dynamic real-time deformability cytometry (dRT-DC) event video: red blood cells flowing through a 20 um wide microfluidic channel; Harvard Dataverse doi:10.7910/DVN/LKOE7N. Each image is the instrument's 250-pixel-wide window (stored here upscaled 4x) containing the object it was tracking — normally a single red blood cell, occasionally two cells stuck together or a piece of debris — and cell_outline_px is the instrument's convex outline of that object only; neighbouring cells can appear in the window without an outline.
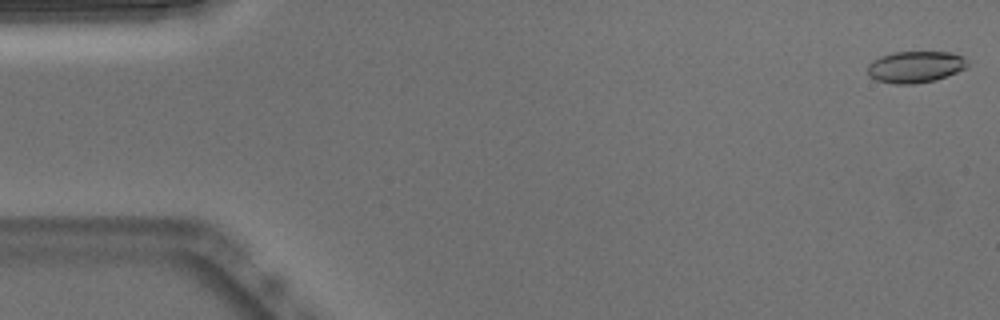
{"species": "Egyptian fruit bat (a non-hibernating species)", "species_latin": "Rousettus aegyptiacus", "temperature_condition": "warm", "stored_images_in_passage": 52, "camera_frame_rate_fps": 3000, "um_per_image_px": 0.085, "animal": {"sex": "male"}, "frame": {"image": 1, "passage_image": 1, "time_ms": 0.0, "image_size_px": [1000, 320], "cell_outline_px": [[968, 68], [936, 80], [912, 84], [892, 84], [876, 80], [868, 76], [868, 64], [872, 60], [880, 56], [892, 52], [952, 52], [964, 56], [968, 60]], "centroid_in_image_um": [77.82, 5.68], "position_along_channel_um": 7.2, "area_um2": 18.73}}
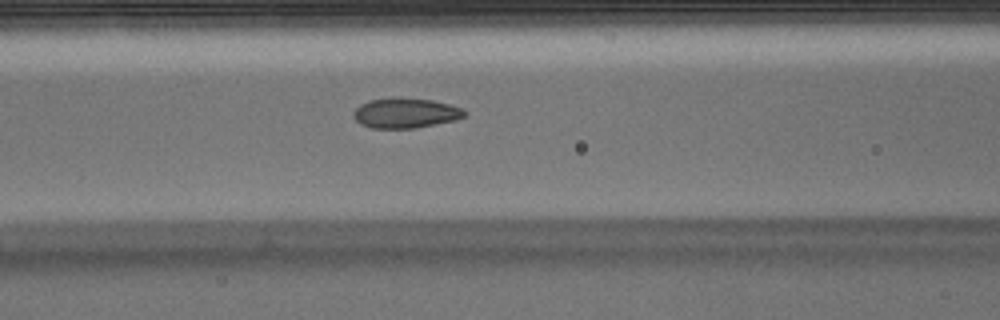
{"frame": {"image": 2, "passage_image": 21, "time_ms": 6.667, "image_size_px": [1000, 320], "cell_outline_px": [[468, 112], [464, 116], [456, 120], [416, 128], [372, 128], [360, 124], [352, 116], [352, 112], [360, 104], [368, 100], [396, 96], [400, 96], [432, 100], [464, 108]], "centroid_in_image_um": [34.46, 9.59], "position_along_channel_um": 132.1, "area_um2": 19.88}}
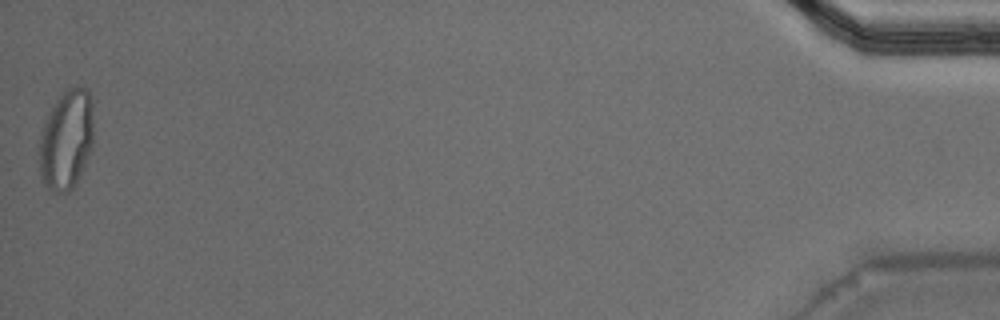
{"frame": {"image": 3, "passage_image": 52, "time_ms": 17.0, "image_size_px": [1000, 320], "cell_outline_px": [[92, 148], [76, 184], [68, 192], [52, 192], [40, 180], [36, 152], [40, 132], [44, 120], [56, 100], [68, 88], [88, 88], [92, 100]], "centroid_in_image_um": [5.58, 11.92], "position_along_channel_um": 429.6, "area_um2": 32.31}, "authors_computed_cell_mechanics": {"area_um2": 19.5075, "velocity_mm_per_s": 3.8317, "shape_relaxation_time_tau1_ms": 9.186, "shape_relaxation_time_tau2_ms": 1.0269, "deformation_change_tau1": 0.2202, "deformation_change_tau2": 0.0467}}